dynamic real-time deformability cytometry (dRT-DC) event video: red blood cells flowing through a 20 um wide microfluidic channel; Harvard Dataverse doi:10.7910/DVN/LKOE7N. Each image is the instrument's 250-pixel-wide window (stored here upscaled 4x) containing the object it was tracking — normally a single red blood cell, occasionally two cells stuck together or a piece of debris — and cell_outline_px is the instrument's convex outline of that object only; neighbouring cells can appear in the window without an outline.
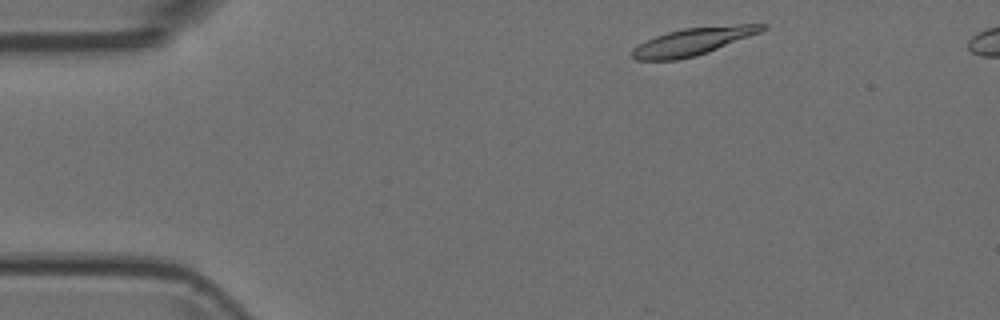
{"species": "Egyptian fruit bat (a non-hibernating species)", "species_latin": "Rousettus aegyptiacus", "temperature_condition": "room temperature", "stored_images_in_passage": 4, "camera_frame_rate_fps": 3000, "um_per_image_px": 0.085, "animal": {"sex": "female"}, "frame": {"image": 1, "passage_image": 1, "time_ms": 0.0, "image_size_px": [1000, 320], "cell_outline_px": [[768, 28], [760, 32], [708, 52], [696, 56], [676, 60], [636, 60], [632, 56], [632, 48], [656, 36], [668, 32], [684, 28], [736, 24], [768, 24]], "centroid_in_image_um": [58.92, 3.52], "position_along_channel_um": 26.1, "area_um2": 20.58}}